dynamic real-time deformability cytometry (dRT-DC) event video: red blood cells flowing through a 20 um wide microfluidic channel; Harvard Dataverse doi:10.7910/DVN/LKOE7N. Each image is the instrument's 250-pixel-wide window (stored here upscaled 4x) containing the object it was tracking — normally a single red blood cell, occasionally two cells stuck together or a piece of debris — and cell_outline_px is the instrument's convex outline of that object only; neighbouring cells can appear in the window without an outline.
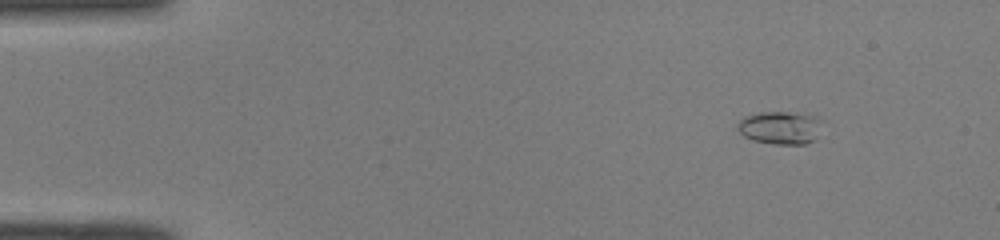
{"species": "common noctule bat (a hibernating species)", "species_latin": "Nyctalus noctula", "temperature_condition": "room temperature", "stored_images_in_passage": 14, "camera_frame_rate_fps": 3000, "um_per_image_px": 0.085, "animal": {"sex": "male", "body_mass_g": 19.0, "forearm_length_mm": 50.8}, "frame": {"image": 1, "passage_image": 1, "time_ms": 0.0, "image_size_px": [1000, 240], "cell_outline_px": [[824, 120], [812, 140], [804, 144], [776, 144], [752, 140], [744, 136], [736, 128], [736, 124], [744, 116], [760, 112], [788, 112], [812, 116]], "centroid_in_image_um": [66.26, 10.84], "position_along_channel_um": 18.7, "area_um2": 16.07}}
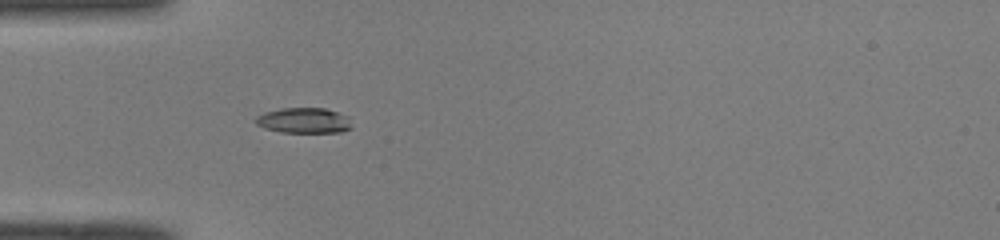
{"frame": {"image": 2, "passage_image": 11, "time_ms": 3.333, "image_size_px": [1000, 240], "cell_outline_px": [[352, 128], [340, 132], [280, 132], [264, 128], [256, 124], [256, 116], [264, 112], [280, 108], [324, 108], [348, 116]], "centroid_in_image_um": [25.81, 10.24], "position_along_channel_um": 59.2, "area_um2": 14.22}}
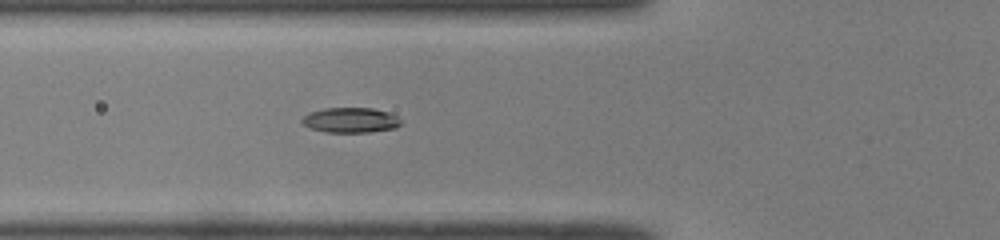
{"frame": {"image": 3, "passage_image": 14, "time_ms": 4.333, "image_size_px": [1000, 240], "cell_outline_px": [[400, 124], [396, 128], [368, 132], [328, 132], [312, 128], [304, 124], [300, 120], [304, 116], [312, 112], [324, 108], [372, 108], [388, 112], [396, 116], [400, 120]], "centroid_in_image_um": [29.82, 10.21], "position_along_channel_um": 96.0, "area_um2": 14.22}}